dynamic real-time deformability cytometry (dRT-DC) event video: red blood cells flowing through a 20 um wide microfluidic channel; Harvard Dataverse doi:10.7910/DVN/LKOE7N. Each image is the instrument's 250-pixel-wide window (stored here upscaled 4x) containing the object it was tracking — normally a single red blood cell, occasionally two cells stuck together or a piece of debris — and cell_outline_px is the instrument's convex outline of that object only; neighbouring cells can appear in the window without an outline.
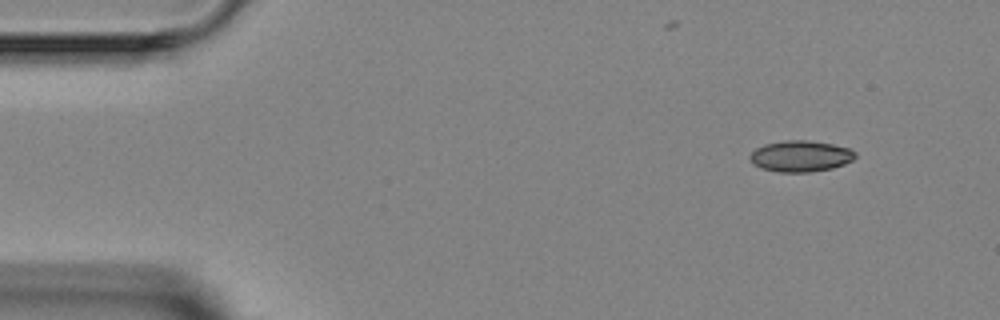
{"species": "Egyptian fruit bat (a non-hibernating species)", "species_latin": "Rousettus aegyptiacus", "temperature_condition": "room temperature", "stored_images_in_passage": 5, "camera_frame_rate_fps": 3000, "um_per_image_px": 0.085, "animal": {"sex": "female"}, "frame": {"image": 1, "passage_image": 1, "time_ms": 0.0, "image_size_px": [1000, 320], "cell_outline_px": [[856, 156], [852, 160], [844, 164], [832, 168], [808, 172], [780, 172], [764, 168], [752, 164], [748, 156], [756, 148], [764, 144], [784, 140], [808, 140], [832, 144], [848, 148], [856, 152]], "centroid_in_image_um": [68.03, 13.26], "position_along_channel_um": 17.0, "area_um2": 19.07}}
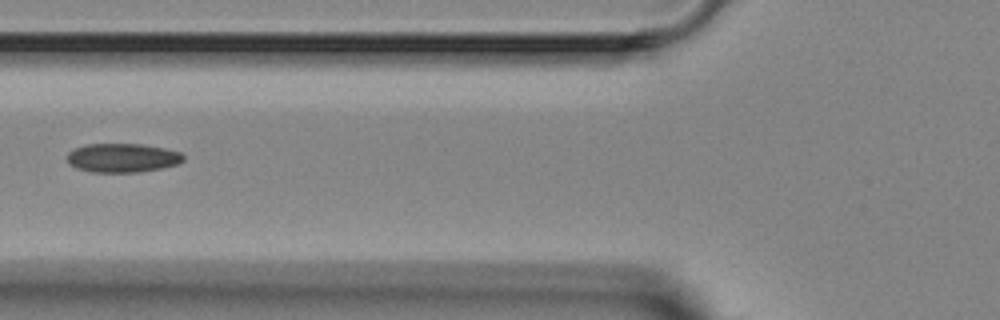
{"frame": {"image": 2, "passage_image": 5, "time_ms": 4.667, "image_size_px": [1000, 320], "cell_outline_px": [[184, 160], [176, 164], [160, 168], [140, 172], [92, 172], [76, 168], [68, 164], [68, 152], [72, 148], [84, 144], [144, 144], [164, 148], [180, 152], [184, 156]], "centroid_in_image_um": [10.37, 13.41], "position_along_channel_um": 115.4, "area_um2": 19.71}}